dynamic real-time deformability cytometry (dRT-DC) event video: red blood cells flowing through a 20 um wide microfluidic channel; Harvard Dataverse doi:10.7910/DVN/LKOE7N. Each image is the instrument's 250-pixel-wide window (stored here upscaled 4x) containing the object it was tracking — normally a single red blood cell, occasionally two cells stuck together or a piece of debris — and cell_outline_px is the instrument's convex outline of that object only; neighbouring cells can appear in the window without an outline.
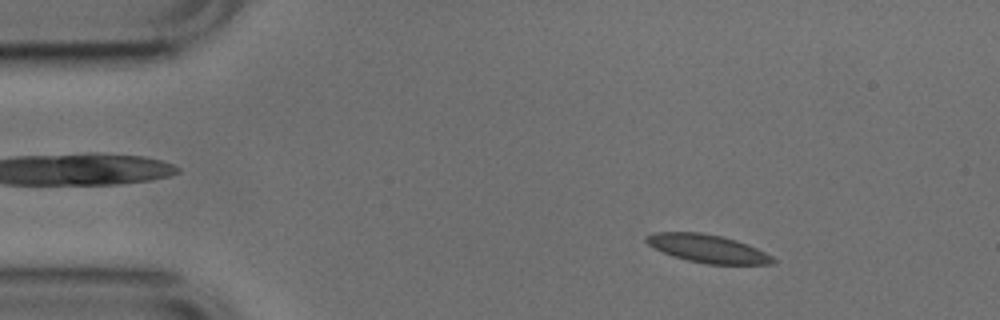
{"species": "common noctule bat (a hibernating species)", "species_latin": "Nyctalus noctula", "temperature_condition": "cold", "stored_images_in_passage": 53, "camera_frame_rate_fps": 3000, "um_per_image_px": 0.085, "animal": {"sex": "male", "body_mass_g": 17.9, "forearm_length_mm": 54.2}, "frame": {"image": 1, "passage_image": 7, "time_ms": 2.0, "image_size_px": [1000, 320], "cell_outline_px": [[776, 260], [772, 264], [708, 264], [688, 260], [672, 256], [648, 244], [644, 240], [644, 236], [652, 232], [700, 232], [724, 236], [748, 244], [772, 256]], "centroid_in_image_um": [60.13, 21.11], "position_along_channel_um": 24.9, "area_um2": 20.69}}
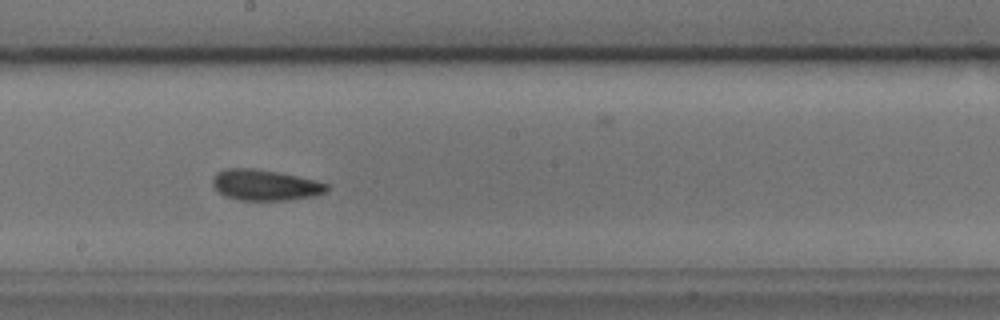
{"frame": {"image": 2, "passage_image": 28, "time_ms": 9.0, "image_size_px": [1000, 320], "cell_outline_px": [[328, 188], [324, 192], [316, 196], [288, 200], [240, 200], [228, 196], [220, 192], [212, 184], [212, 180], [216, 172], [224, 168], [256, 168], [316, 180], [328, 184]], "centroid_in_image_um": [22.53, 15.72], "position_along_channel_um": 225.7, "area_um2": 20.4}}
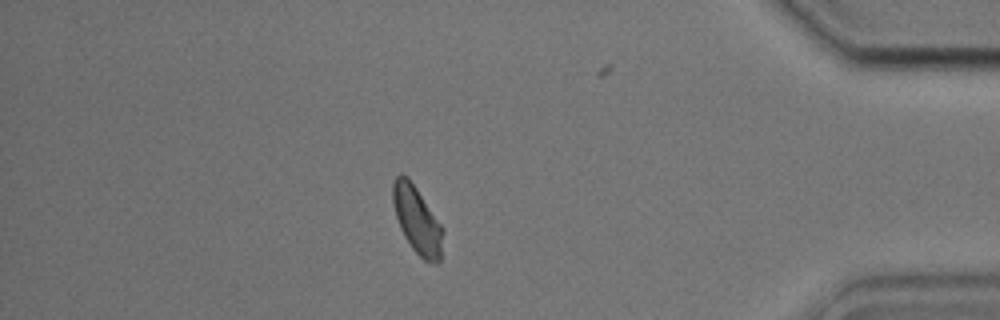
{"frame": {"image": 3, "passage_image": 45, "time_ms": 14.667, "image_size_px": [1000, 320], "cell_outline_px": [[444, 232], [440, 260], [436, 264], [424, 260], [412, 248], [404, 236], [400, 228], [396, 216], [392, 200], [392, 184], [396, 176], [400, 172], [408, 176], [444, 228]], "centroid_in_image_um": [35.45, 18.68], "position_along_channel_um": 399.7, "area_um2": 19.71}, "authors_computed_cell_mechanics": {"area_um2": 20.1144, "velocity_mm_per_s": 3.7645, "shape_relaxation_time_tau1_ms": 2.525, "shape_relaxation_time_tau2_ms": 2.3959, "deformation_change_tau1": 0.096, "deformation_change_tau2": 0.1063}}